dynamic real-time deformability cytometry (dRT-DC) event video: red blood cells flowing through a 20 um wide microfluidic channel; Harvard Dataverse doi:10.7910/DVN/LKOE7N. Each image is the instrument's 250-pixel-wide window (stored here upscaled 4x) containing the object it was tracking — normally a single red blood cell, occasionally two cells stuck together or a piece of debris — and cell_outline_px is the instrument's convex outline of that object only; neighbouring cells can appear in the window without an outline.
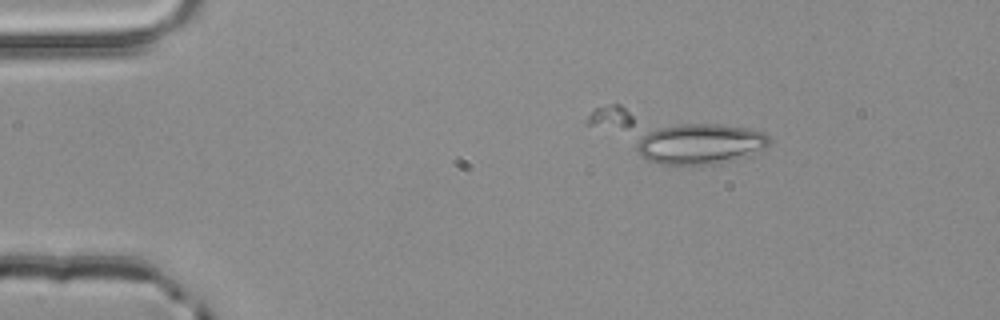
{"species": "common noctule bat (a hibernating species)", "species_latin": "Nyctalus noctula", "temperature_condition": "room temperature", "stored_images_in_passage": 5, "camera_frame_rate_fps": 3000, "um_per_image_px": 0.085, "animal": {"sex": "male", "body_mass_g": 20.4}, "frame": {"image": 1, "passage_image": 3, "time_ms": 0.667, "image_size_px": [1000, 320], "cell_outline_px": [[772, 140], [764, 148], [732, 160], [712, 164], [660, 164], [648, 160], [640, 156], [584, 124], [588, 116], [596, 108], [612, 104], [620, 104], [748, 128], [764, 132]], "centroid_in_image_um": [57.34, 11.54], "position_along_channel_um": 27.7, "area_um2": 50.4}}